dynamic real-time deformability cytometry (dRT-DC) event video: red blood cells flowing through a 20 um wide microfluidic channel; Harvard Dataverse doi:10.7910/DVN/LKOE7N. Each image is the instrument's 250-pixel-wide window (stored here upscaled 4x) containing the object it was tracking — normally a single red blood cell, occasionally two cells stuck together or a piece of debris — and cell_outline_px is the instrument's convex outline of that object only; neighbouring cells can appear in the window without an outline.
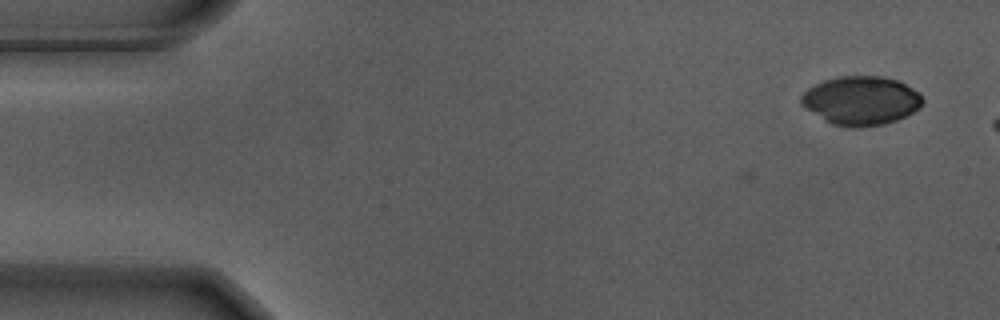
{"species": "Egyptian fruit bat (a non-hibernating species)", "species_latin": "Rousettus aegyptiacus", "temperature_condition": "warm", "stored_images_in_passage": 41, "camera_frame_rate_fps": 3000, "um_per_image_px": 0.085, "animal": {"sex": "male"}, "frame": {"image": 1, "passage_image": 1, "time_ms": 0.0, "image_size_px": [1000, 320], "cell_outline_px": [[924, 100], [920, 108], [896, 120], [884, 124], [860, 128], [848, 128], [832, 124], [824, 120], [804, 108], [800, 104], [800, 96], [808, 88], [824, 80], [840, 76], [880, 76], [896, 80], [920, 92]], "centroid_in_image_um": [73.17, 8.56], "position_along_channel_um": 11.8, "area_um2": 34.74}}